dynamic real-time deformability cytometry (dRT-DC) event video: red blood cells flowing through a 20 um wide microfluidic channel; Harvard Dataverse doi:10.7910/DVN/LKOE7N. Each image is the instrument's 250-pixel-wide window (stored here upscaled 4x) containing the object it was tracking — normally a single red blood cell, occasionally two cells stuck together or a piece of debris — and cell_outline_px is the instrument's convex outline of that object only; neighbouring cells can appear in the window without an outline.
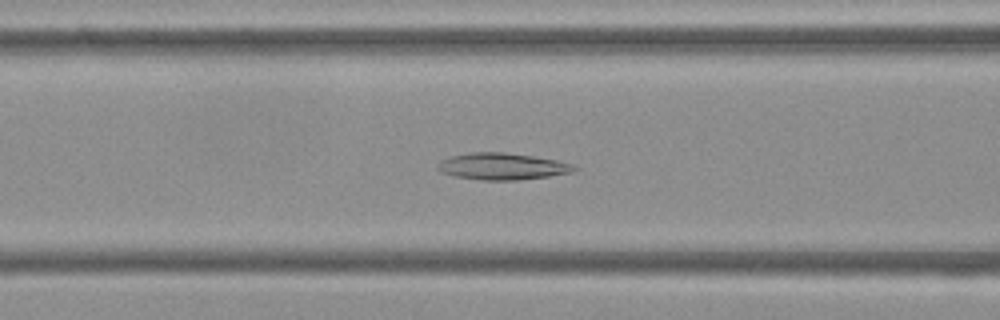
{"species": "Egyptian fruit bat (a non-hibernating species)", "species_latin": "Rousettus aegyptiacus", "temperature_condition": "cold", "stored_images_in_passage": 54, "camera_frame_rate_fps": 3000, "um_per_image_px": 0.085, "frame": {"image": 1, "passage_image": 21, "time_ms": 6.667, "image_size_px": [1000, 320], "cell_outline_px": [[580, 168], [572, 172], [548, 176], [520, 180], [480, 180], [456, 176], [440, 172], [436, 168], [436, 164], [440, 160], [448, 156], [468, 152], [504, 152], [532, 156], [556, 160], [572, 164]], "centroid_in_image_um": [42.64, 14.13], "position_along_channel_um": 124.0, "area_um2": 21.44}}
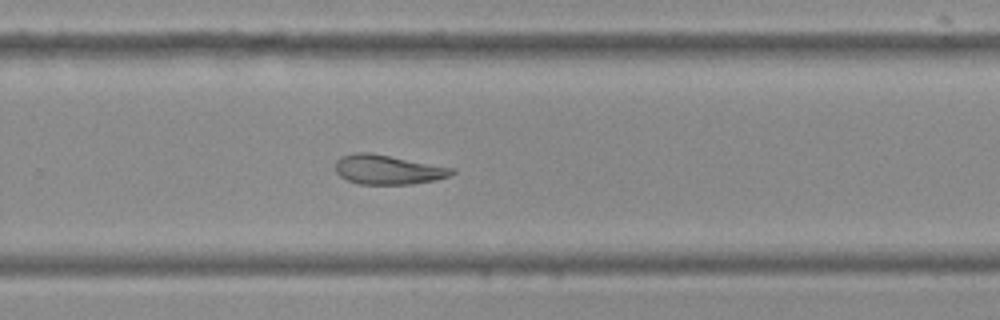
{"frame": {"image": 2, "passage_image": 35, "time_ms": 11.333, "image_size_px": [1000, 320], "cell_outline_px": [[456, 172], [448, 176], [436, 180], [412, 184], [360, 184], [348, 180], [340, 176], [336, 172], [336, 160], [340, 156], [352, 152], [368, 152], [456, 168]], "centroid_in_image_um": [32.97, 14.41], "position_along_channel_um": 296.8, "area_um2": 20.06}}
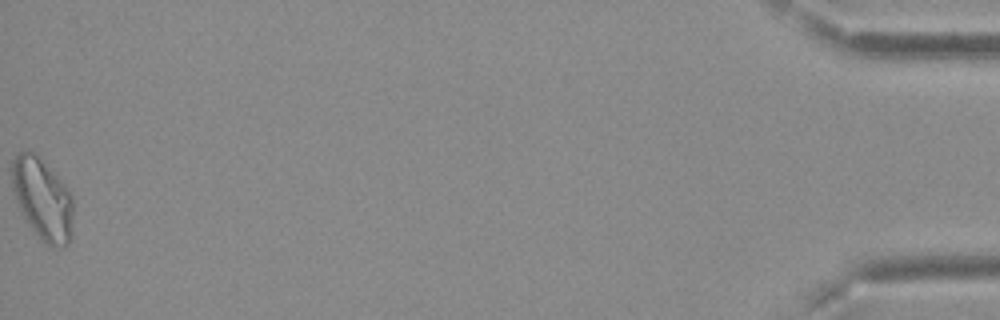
{"frame": {"image": 3, "passage_image": 54, "time_ms": 17.667, "image_size_px": [1000, 320], "cell_outline_px": [[72, 240], [68, 244], [60, 248], [52, 248], [24, 220], [16, 200], [12, 188], [12, 160], [20, 152], [36, 152], [40, 156], [68, 188], [72, 196]], "centroid_in_image_um": [3.63, 16.92], "position_along_channel_um": 431.6, "area_um2": 29.25}, "authors_computed_cell_mechanics": {"area_um2": 22.6287, "velocity_mm_per_s": 3.7137, "shape_relaxation_time_tau1_ms": null, "shape_relaxation_time_tau2_ms": 6.2164, "deformation_change_tau1": null, "deformation_change_tau2": 0.1453}}